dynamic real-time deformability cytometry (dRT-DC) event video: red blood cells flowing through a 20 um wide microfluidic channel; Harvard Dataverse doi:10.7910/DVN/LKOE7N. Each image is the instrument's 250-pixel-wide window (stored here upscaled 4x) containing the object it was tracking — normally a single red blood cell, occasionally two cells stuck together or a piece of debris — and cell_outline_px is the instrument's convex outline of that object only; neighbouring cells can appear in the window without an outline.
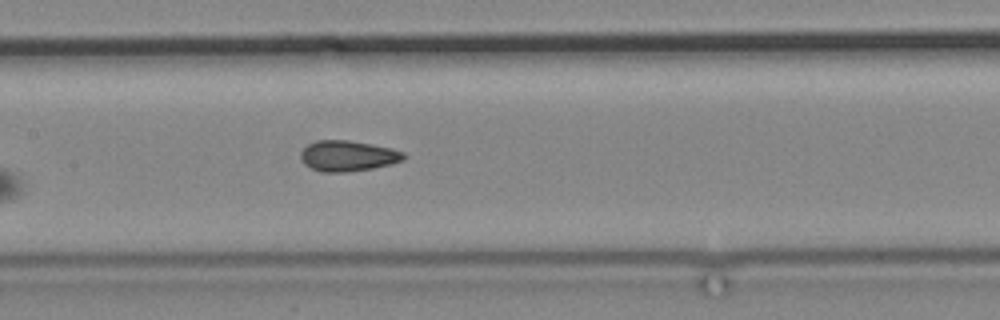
{"species": "common noctule bat (a hibernating species)", "species_latin": "Nyctalus noctula", "temperature_condition": "cold", "stored_images_in_passage": 9, "camera_frame_rate_fps": 3000, "um_per_image_px": 0.085, "animal": {"sex": "male", "body_mass_g": 19.2, "forearm_length_mm": 51.8}, "frame": {"image": 1, "passage_image": 9, "time_ms": 10.333, "image_size_px": [1000, 320], "cell_outline_px": [[404, 160], [392, 164], [372, 168], [348, 172], [324, 172], [312, 168], [304, 164], [300, 160], [300, 152], [308, 144], [316, 140], [348, 140], [372, 144], [392, 148], [404, 152]], "centroid_in_image_um": [29.56, 13.25], "position_along_channel_um": 177.8, "area_um2": 18.5}}